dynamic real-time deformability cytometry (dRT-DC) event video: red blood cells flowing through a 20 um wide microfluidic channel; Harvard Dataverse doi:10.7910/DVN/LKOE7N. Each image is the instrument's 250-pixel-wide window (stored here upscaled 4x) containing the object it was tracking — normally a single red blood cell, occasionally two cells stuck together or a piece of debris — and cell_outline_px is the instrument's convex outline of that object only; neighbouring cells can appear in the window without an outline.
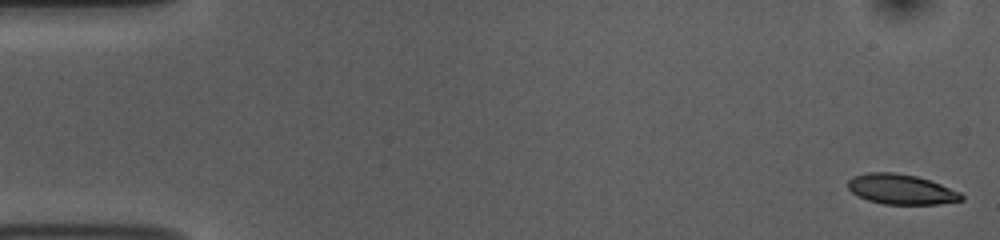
{"species": "common noctule bat (a hibernating species)", "species_latin": "Nyctalus noctula", "temperature_condition": "room temperature", "stored_images_in_passage": 53, "camera_frame_rate_fps": 3000, "um_per_image_px": 0.085, "animal": {"sex": "female", "body_mass_g": 10.0, "forearm_length_mm": 53.1}, "frame": {"image": 1, "passage_image": 1, "time_ms": 0.0, "image_size_px": [1000, 240], "cell_outline_px": [[964, 200], [936, 204], [884, 204], [868, 200], [852, 192], [848, 188], [848, 180], [852, 176], [868, 172], [896, 172], [916, 176], [940, 184], [960, 192], [964, 196]], "centroid_in_image_um": [76.59, 16.08], "position_along_channel_um": 8.4, "area_um2": 19.83}}
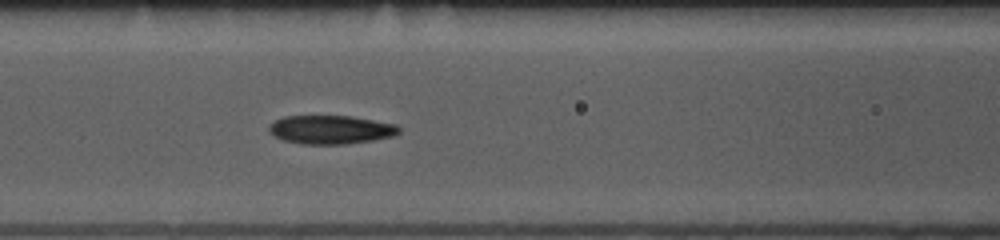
{"frame": {"image": 2, "passage_image": 22, "time_ms": 7.0, "image_size_px": [1000, 240], "cell_outline_px": [[400, 132], [392, 136], [372, 140], [344, 144], [304, 144], [284, 140], [276, 136], [268, 128], [276, 120], [284, 116], [352, 116], [396, 124], [400, 128]], "centroid_in_image_um": [28.16, 11.01], "position_along_channel_um": 138.4, "area_um2": 21.39}}
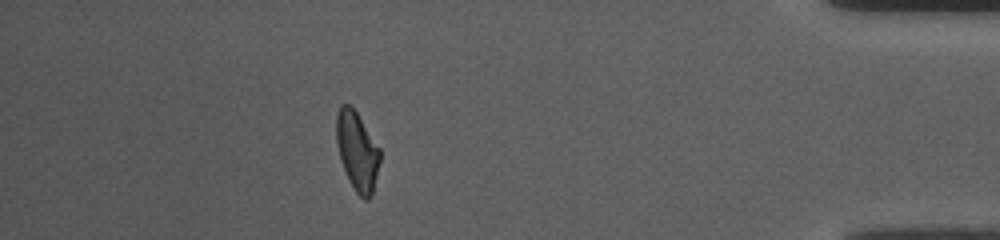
{"frame": {"image": 3, "passage_image": 47, "time_ms": 15.333, "image_size_px": [1000, 240], "cell_outline_px": [[380, 160], [372, 196], [368, 200], [364, 200], [356, 192], [340, 160], [336, 140], [336, 116], [340, 104], [348, 104], [356, 112], [380, 148]], "centroid_in_image_um": [30.36, 12.84], "position_along_channel_um": 404.8, "area_um2": 19.83}, "authors_computed_cell_mechanics": {"area_um2": 21.2126, "velocity_mm_per_s": 3.7549, "shape_relaxation_time_tau1_ms": 3.4895, "shape_relaxation_time_tau2_ms": 2.364, "deformation_change_tau1": 0.1619, "deformation_change_tau2": 0.0908}}